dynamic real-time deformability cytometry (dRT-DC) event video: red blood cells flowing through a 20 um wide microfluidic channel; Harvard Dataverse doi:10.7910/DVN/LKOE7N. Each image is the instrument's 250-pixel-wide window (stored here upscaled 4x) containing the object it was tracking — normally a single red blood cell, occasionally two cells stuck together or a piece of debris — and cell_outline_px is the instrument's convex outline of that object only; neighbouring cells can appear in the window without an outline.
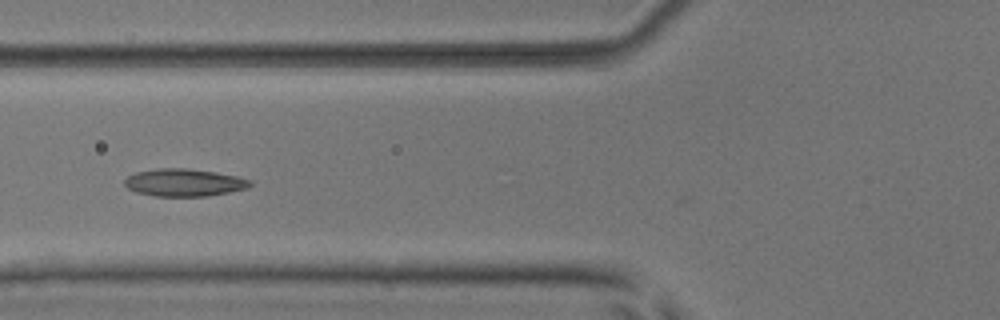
{"species": "common noctule bat (a hibernating species)", "species_latin": "Nyctalus noctula", "temperature_condition": "room temperature", "stored_images_in_passage": 6, "camera_frame_rate_fps": 3000, "um_per_image_px": 0.085, "animal": {"sex": "male", "body_mass_g": 17.9, "forearm_length_mm": 54.2}, "frame": {"image": 1, "passage_image": 6, "time_ms": 6.667, "image_size_px": [1000, 320], "cell_outline_px": [[252, 184], [248, 188], [208, 196], [156, 196], [136, 192], [128, 188], [124, 184], [124, 180], [128, 176], [136, 172], [156, 168], [184, 168], [216, 172], [236, 176], [252, 180]], "centroid_in_image_um": [15.65, 15.51], "position_along_channel_um": 110.1, "area_um2": 20.11}}